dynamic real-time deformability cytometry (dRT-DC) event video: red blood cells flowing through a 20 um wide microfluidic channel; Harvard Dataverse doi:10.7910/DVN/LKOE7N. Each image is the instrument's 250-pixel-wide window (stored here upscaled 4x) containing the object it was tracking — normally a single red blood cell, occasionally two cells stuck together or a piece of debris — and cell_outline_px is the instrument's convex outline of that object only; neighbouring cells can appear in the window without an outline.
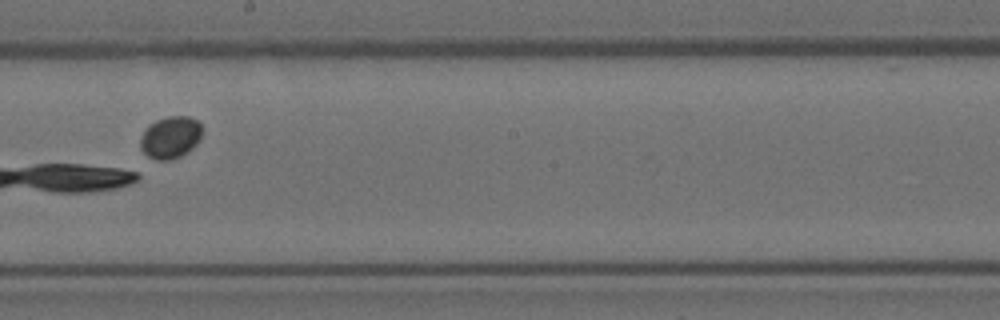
{"species": "Egyptian fruit bat (a non-hibernating species)", "species_latin": "Rousettus aegyptiacus", "temperature_condition": "room temperature", "stored_images_in_passage": 9, "camera_frame_rate_fps": 3000, "um_per_image_px": 0.085, "animal": {"sex": "female"}, "frame": {"image": 1, "passage_image": 7, "time_ms": 7.0, "image_size_px": [1000, 320], "cell_outline_px": [[204, 128], [200, 140], [188, 152], [180, 156], [168, 160], [156, 160], [148, 156], [140, 148], [140, 140], [148, 124], [156, 120], [168, 116], [188, 116], [196, 120]], "centroid_in_image_um": [14.51, 11.66], "position_along_channel_um": 233.7, "area_um2": 15.26}}
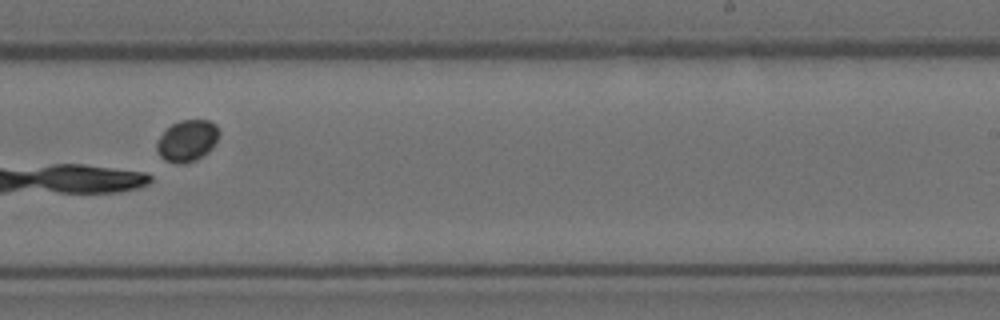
{"frame": {"image": 2, "passage_image": 8, "time_ms": 8.0, "image_size_px": [1000, 320], "cell_outline_px": [[220, 132], [212, 148], [208, 152], [196, 160], [184, 164], [176, 164], [164, 160], [160, 156], [156, 148], [156, 144], [160, 136], [172, 124], [180, 120], [208, 120], [216, 124]], "centroid_in_image_um": [15.91, 11.97], "position_along_channel_um": 273.1, "area_um2": 15.09}}
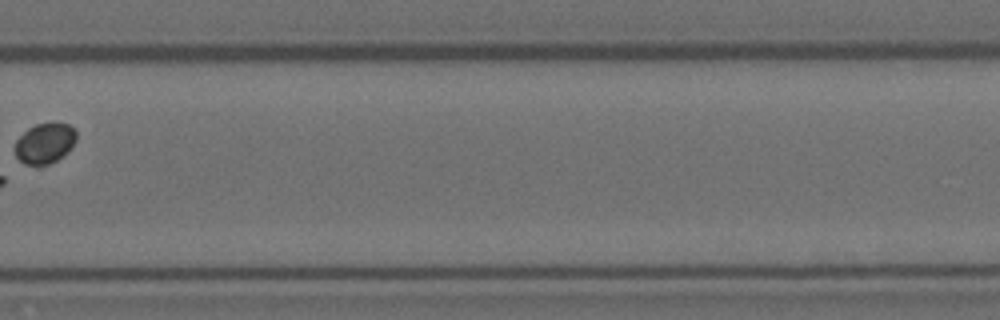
{"frame": {"image": 3, "passage_image": 9, "time_ms": 9.333, "image_size_px": [1000, 320], "cell_outline_px": [[76, 140], [68, 152], [56, 160], [48, 164], [24, 164], [16, 156], [16, 140], [28, 128], [36, 124], [52, 120], [68, 124], [76, 132]], "centroid_in_image_um": [3.83, 12.13], "position_along_channel_um": 326.0, "area_um2": 14.51}}